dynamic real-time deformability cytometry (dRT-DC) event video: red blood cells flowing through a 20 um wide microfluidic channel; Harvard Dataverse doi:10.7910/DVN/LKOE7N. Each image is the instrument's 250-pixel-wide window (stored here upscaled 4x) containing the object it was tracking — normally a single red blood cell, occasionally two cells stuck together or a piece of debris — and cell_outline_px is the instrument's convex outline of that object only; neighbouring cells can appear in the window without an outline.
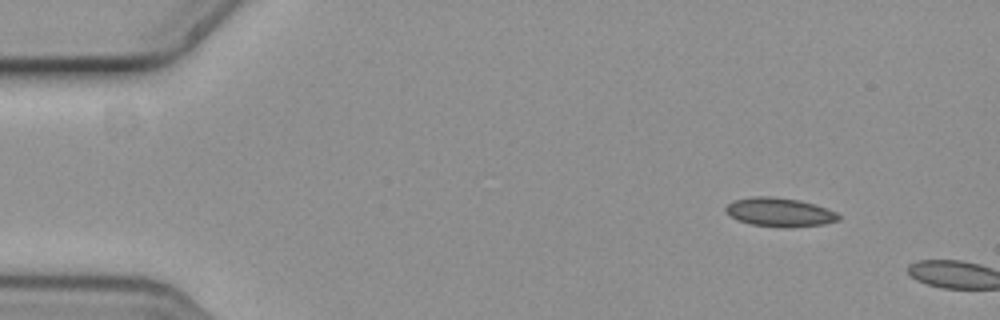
{"species": "common noctule bat (a hibernating species)", "species_latin": "Nyctalus noctula", "temperature_condition": "cold", "stored_images_in_passage": 2, "camera_frame_rate_fps": 3000, "um_per_image_px": 0.085, "animal": {"sex": "female", "body_mass_g": 19.3, "forearm_length_mm": 54.1}, "frame": {"image": 1, "passage_image": 1, "time_ms": 0.0, "image_size_px": [1000, 320], "cell_outline_px": [[840, 220], [824, 224], [792, 228], [784, 228], [752, 224], [736, 220], [728, 216], [724, 212], [724, 208], [728, 204], [736, 200], [752, 196], [772, 196], [800, 200], [836, 212], [840, 216]], "centroid_in_image_um": [66.23, 18.05], "position_along_channel_um": 18.8, "area_um2": 19.13}}